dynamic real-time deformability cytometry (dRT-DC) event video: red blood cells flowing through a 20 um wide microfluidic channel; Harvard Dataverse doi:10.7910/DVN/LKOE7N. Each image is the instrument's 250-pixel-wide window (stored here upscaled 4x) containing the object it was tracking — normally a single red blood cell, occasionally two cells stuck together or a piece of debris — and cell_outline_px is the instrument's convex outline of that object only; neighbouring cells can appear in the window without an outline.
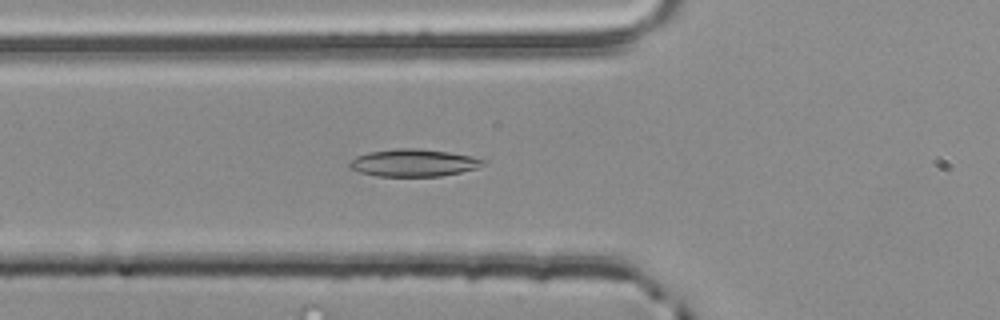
{"species": "common noctule bat (a hibernating species)", "species_latin": "Nyctalus noctula", "temperature_condition": "room temperature", "stored_images_in_passage": 53, "camera_frame_rate_fps": 3000, "um_per_image_px": 0.085, "animal": {"sex": "male", "body_mass_g": 20.4}, "frame": {"image": 1, "passage_image": 19, "time_ms": 6.0, "image_size_px": [1000, 320], "cell_outline_px": [[488, 164], [476, 168], [460, 172], [440, 176], [376, 176], [360, 172], [348, 168], [348, 164], [356, 156], [368, 152], [396, 148], [416, 148], [448, 152], [472, 156], [488, 160]], "centroid_in_image_um": [35.17, 13.83], "position_along_channel_um": 90.6, "area_um2": 21.44}}
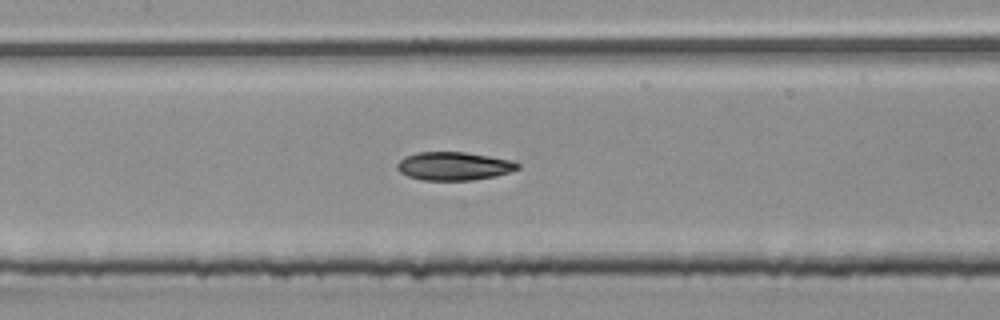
{"frame": {"image": 2, "passage_image": 25, "time_ms": 8.0, "image_size_px": [1000, 320], "cell_outline_px": [[520, 168], [496, 176], [472, 180], [420, 180], [408, 176], [400, 172], [396, 168], [396, 164], [404, 156], [420, 152], [464, 152], [516, 160], [520, 164]], "centroid_in_image_um": [38.6, 14.11], "position_along_channel_um": 168.8, "area_um2": 20.06}}
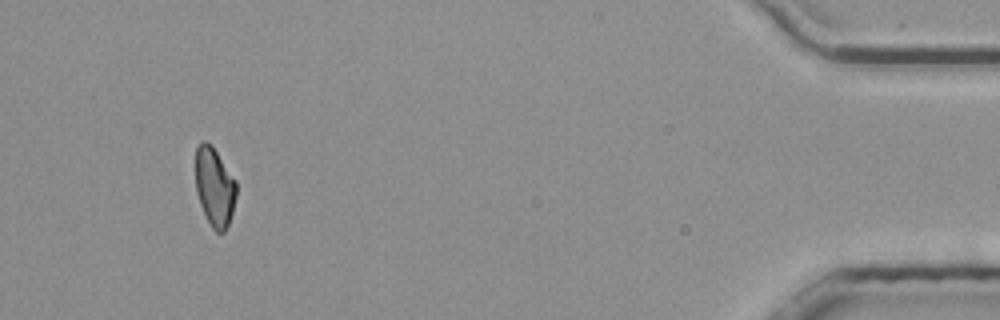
{"frame": {"image": 3, "passage_image": 50, "time_ms": 16.333, "image_size_px": [1000, 320], "cell_outline_px": [[236, 196], [232, 212], [228, 224], [224, 232], [216, 232], [212, 228], [200, 204], [196, 192], [196, 148], [204, 140], [212, 144], [236, 180]], "centroid_in_image_um": [18.24, 15.86], "position_along_channel_um": 417.0, "area_um2": 18.67}, "authors_computed_cell_mechanics": {"area_um2": 20.1722, "velocity_mm_per_s": 3.8746, "shape_relaxation_time_tau1_ms": 5.3398, "shape_relaxation_time_tau2_ms": 2.6567, "deformation_change_tau1": 0.1566, "deformation_change_tau2": 0.0721}}